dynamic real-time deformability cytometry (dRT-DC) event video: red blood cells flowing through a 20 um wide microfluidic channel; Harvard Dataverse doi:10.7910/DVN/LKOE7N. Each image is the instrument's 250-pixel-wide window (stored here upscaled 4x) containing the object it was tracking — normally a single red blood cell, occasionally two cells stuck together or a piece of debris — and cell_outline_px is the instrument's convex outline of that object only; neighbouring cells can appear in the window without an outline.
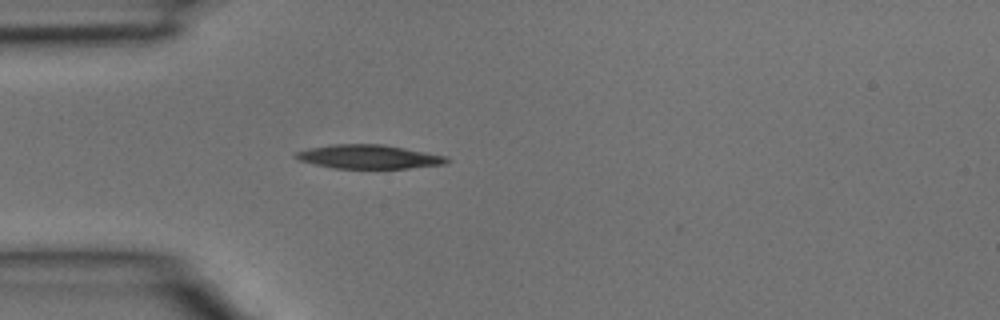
{"species": "common noctule bat (a hibernating species)", "species_latin": "Nyctalus noctula", "temperature_condition": "room temperature", "stored_images_in_passage": 16, "camera_frame_rate_fps": 3000, "um_per_image_px": 0.085, "animal": {"sex": "male", "body_mass_g": 15.6}, "frame": {"image": 1, "passage_image": 1, "time_ms": 0.0, "image_size_px": [1000, 320], "cell_outline_px": [[452, 160], [444, 164], [408, 168], [332, 168], [300, 160], [292, 156], [296, 152], [308, 148], [332, 144], [380, 144], [404, 148], [448, 156]], "centroid_in_image_um": [31.36, 13.32], "position_along_channel_um": 53.6, "area_um2": 20.92}}